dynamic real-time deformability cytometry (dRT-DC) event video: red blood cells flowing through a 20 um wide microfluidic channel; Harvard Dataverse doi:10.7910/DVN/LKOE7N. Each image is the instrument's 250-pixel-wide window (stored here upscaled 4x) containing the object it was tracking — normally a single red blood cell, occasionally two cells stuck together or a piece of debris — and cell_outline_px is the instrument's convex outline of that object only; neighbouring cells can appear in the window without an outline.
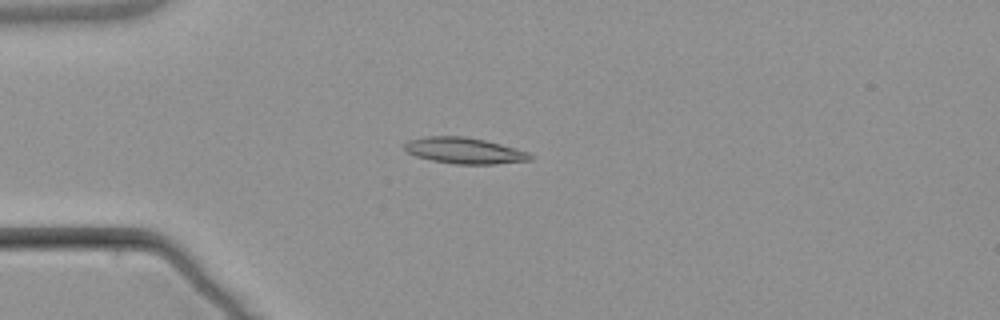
{"species": "common noctule bat (a hibernating species)", "species_latin": "Nyctalus noctula", "temperature_condition": "warm", "stored_images_in_passage": 6, "camera_frame_rate_fps": 3000, "um_per_image_px": 0.085, "animal": {"sex": "male", "body_mass_g": 21.5, "forearm_length_mm": 52.0}, "frame": {"image": 1, "passage_image": 4, "time_ms": 4.333, "image_size_px": [1000, 320], "cell_outline_px": [[532, 160], [496, 164], [456, 164], [432, 160], [416, 156], [408, 152], [404, 148], [404, 144], [408, 140], [428, 136], [464, 136], [484, 140], [516, 148], [528, 152], [532, 156]], "centroid_in_image_um": [39.48, 12.8], "position_along_channel_um": 45.5, "area_um2": 19.02}}
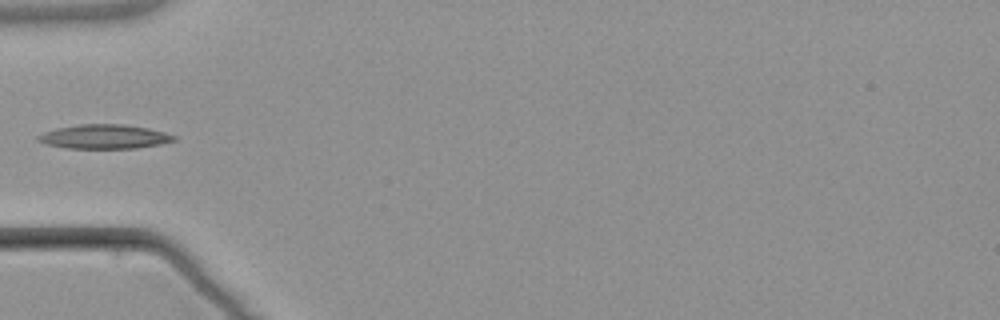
{"frame": {"image": 2, "passage_image": 5, "time_ms": 5.667, "image_size_px": [1000, 320], "cell_outline_px": [[176, 140], [160, 144], [136, 148], [64, 148], [44, 144], [36, 140], [36, 136], [44, 132], [56, 128], [80, 124], [124, 124], [148, 128], [164, 132], [176, 136]], "centroid_in_image_um": [8.83, 11.61], "position_along_channel_um": 76.2, "area_um2": 19.25}}
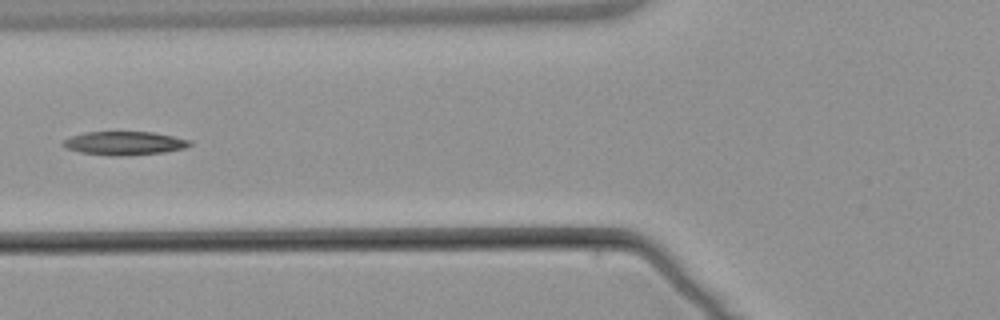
{"frame": {"image": 3, "passage_image": 6, "time_ms": 6.667, "image_size_px": [1000, 320], "cell_outline_px": [[192, 144], [184, 148], [164, 152], [128, 156], [108, 156], [80, 152], [64, 148], [60, 144], [64, 140], [72, 136], [84, 132], [152, 132], [192, 140]], "centroid_in_image_um": [10.55, 12.18], "position_along_channel_um": 115.3, "area_um2": 17.57}}